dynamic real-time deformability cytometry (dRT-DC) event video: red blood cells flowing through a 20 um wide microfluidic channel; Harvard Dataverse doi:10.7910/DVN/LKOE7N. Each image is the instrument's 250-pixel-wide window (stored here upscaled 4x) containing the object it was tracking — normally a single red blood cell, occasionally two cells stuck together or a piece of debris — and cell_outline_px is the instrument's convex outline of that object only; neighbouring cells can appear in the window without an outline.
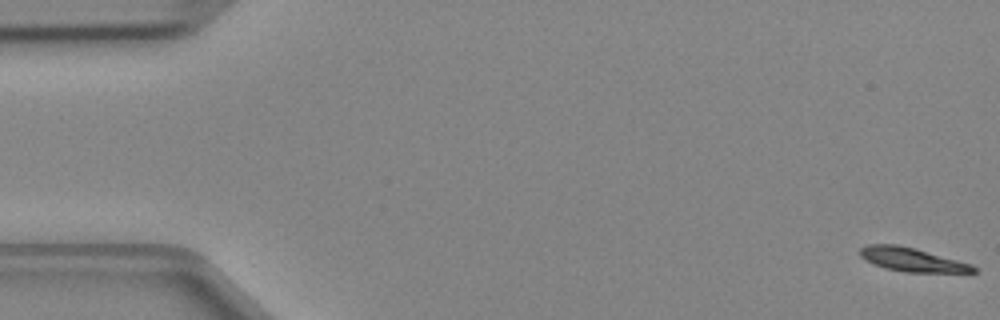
{"species": "Egyptian fruit bat (a non-hibernating species)", "species_latin": "Rousettus aegyptiacus", "temperature_condition": "cold", "stored_images_in_passage": 48, "camera_frame_rate_fps": 3000, "um_per_image_px": 0.085, "animal": {"sex": "female"}, "frame": {"image": 1, "passage_image": 1, "time_ms": 0.0, "image_size_px": [1000, 320], "cell_outline_px": [[980, 272], [904, 272], [884, 268], [860, 256], [860, 248], [868, 244], [896, 244], [916, 248], [972, 264]], "centroid_in_image_um": [77.55, 22.06], "position_along_channel_um": 7.4, "area_um2": 15.61}}
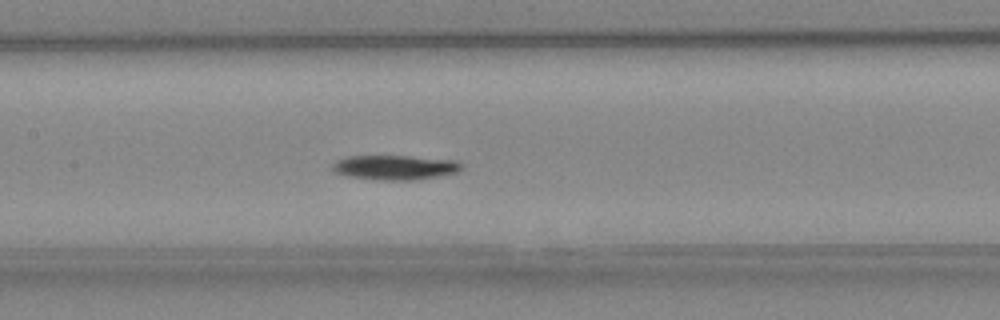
{"frame": {"image": 2, "passage_image": 23, "time_ms": 7.333, "image_size_px": [1000, 320], "cell_outline_px": [[464, 168], [460, 172], [416, 180], [376, 180], [348, 176], [332, 172], [332, 164], [336, 160], [348, 156], [408, 156], [460, 160], [464, 164]], "centroid_in_image_um": [33.63, 14.23], "position_along_channel_um": 173.8, "area_um2": 18.96}}
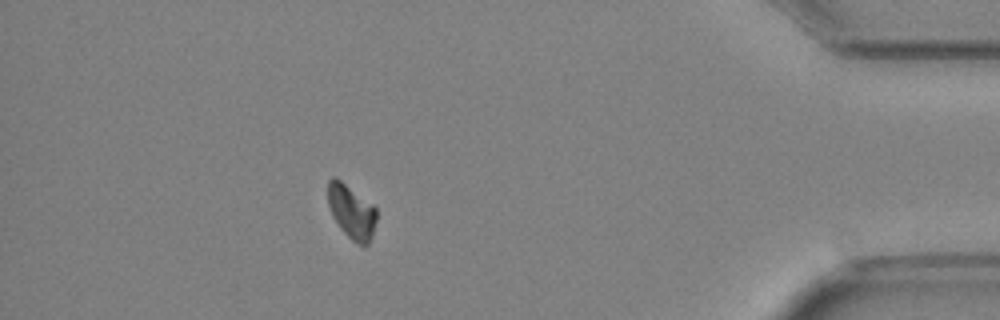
{"frame": {"image": 3, "passage_image": 43, "time_ms": 14.0, "image_size_px": [1000, 320], "cell_outline_px": [[376, 220], [372, 236], [368, 244], [364, 248], [356, 244], [340, 228], [332, 216], [328, 204], [328, 180], [332, 176], [336, 176], [372, 204], [376, 208]], "centroid_in_image_um": [29.87, 18.0], "position_along_channel_um": 405.3, "area_um2": 15.43}}